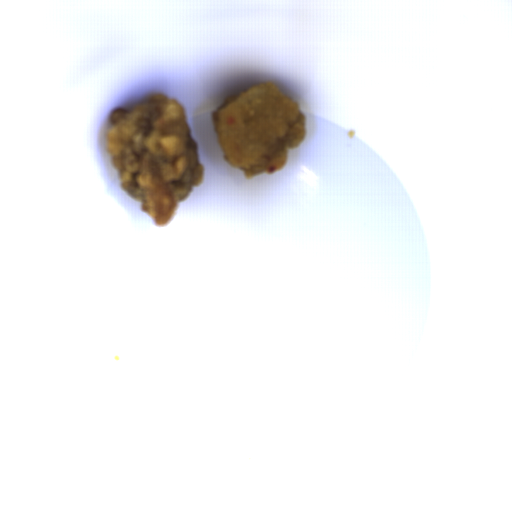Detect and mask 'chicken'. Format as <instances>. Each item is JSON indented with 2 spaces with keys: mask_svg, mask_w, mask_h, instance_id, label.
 I'll return each mask as SVG.
<instances>
[{
  "mask_svg": "<svg viewBox=\"0 0 512 512\" xmlns=\"http://www.w3.org/2000/svg\"><path fill=\"white\" fill-rule=\"evenodd\" d=\"M106 144L120 185L157 226L164 227L178 202L203 182L198 142L185 106L161 94L129 110L111 112Z\"/></svg>",
  "mask_w": 512,
  "mask_h": 512,
  "instance_id": "chicken-1",
  "label": "chicken"
},
{
  "mask_svg": "<svg viewBox=\"0 0 512 512\" xmlns=\"http://www.w3.org/2000/svg\"><path fill=\"white\" fill-rule=\"evenodd\" d=\"M211 120L222 158L249 178L283 168L288 150L306 133L297 101L271 81L232 94L217 105Z\"/></svg>",
  "mask_w": 512,
  "mask_h": 512,
  "instance_id": "chicken-2",
  "label": "chicken"
}]
</instances>
